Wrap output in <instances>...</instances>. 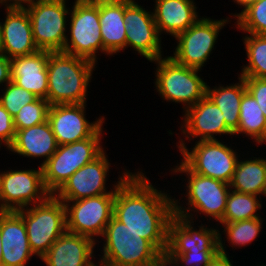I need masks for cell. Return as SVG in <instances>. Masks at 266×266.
<instances>
[{
    "mask_svg": "<svg viewBox=\"0 0 266 266\" xmlns=\"http://www.w3.org/2000/svg\"><path fill=\"white\" fill-rule=\"evenodd\" d=\"M138 170L117 186L113 216L164 255L168 224L174 214V198L167 191L158 190L145 171Z\"/></svg>",
    "mask_w": 266,
    "mask_h": 266,
    "instance_id": "1",
    "label": "cell"
},
{
    "mask_svg": "<svg viewBox=\"0 0 266 266\" xmlns=\"http://www.w3.org/2000/svg\"><path fill=\"white\" fill-rule=\"evenodd\" d=\"M95 66L90 60L63 51L50 52L47 62L49 105L87 103Z\"/></svg>",
    "mask_w": 266,
    "mask_h": 266,
    "instance_id": "2",
    "label": "cell"
},
{
    "mask_svg": "<svg viewBox=\"0 0 266 266\" xmlns=\"http://www.w3.org/2000/svg\"><path fill=\"white\" fill-rule=\"evenodd\" d=\"M175 168H171V175L174 173H182L186 175L185 182L187 180L185 206L180 203L181 199H176L174 196V214L194 221L195 214H203L205 217L215 220L217 226L222 221L226 209V200L231 190L229 184L218 179L202 176L200 174L192 172L182 161ZM184 173V174H183ZM187 199V200H186ZM184 205V206H183ZM193 211V213H192ZM196 212V213H194Z\"/></svg>",
    "mask_w": 266,
    "mask_h": 266,
    "instance_id": "3",
    "label": "cell"
},
{
    "mask_svg": "<svg viewBox=\"0 0 266 266\" xmlns=\"http://www.w3.org/2000/svg\"><path fill=\"white\" fill-rule=\"evenodd\" d=\"M104 239V240H103ZM98 266H161L163 255L146 239L112 216L102 235Z\"/></svg>",
    "mask_w": 266,
    "mask_h": 266,
    "instance_id": "4",
    "label": "cell"
},
{
    "mask_svg": "<svg viewBox=\"0 0 266 266\" xmlns=\"http://www.w3.org/2000/svg\"><path fill=\"white\" fill-rule=\"evenodd\" d=\"M151 63L157 66L154 90L166 102L181 103L183 113L206 96L207 82L200 76L201 70L180 65L169 55Z\"/></svg>",
    "mask_w": 266,
    "mask_h": 266,
    "instance_id": "5",
    "label": "cell"
},
{
    "mask_svg": "<svg viewBox=\"0 0 266 266\" xmlns=\"http://www.w3.org/2000/svg\"><path fill=\"white\" fill-rule=\"evenodd\" d=\"M103 125L90 137L58 145L55 153L42 166L46 190L54 195L79 168L94 161L105 150L102 145Z\"/></svg>",
    "mask_w": 266,
    "mask_h": 266,
    "instance_id": "6",
    "label": "cell"
},
{
    "mask_svg": "<svg viewBox=\"0 0 266 266\" xmlns=\"http://www.w3.org/2000/svg\"><path fill=\"white\" fill-rule=\"evenodd\" d=\"M16 212L24 220L30 249L39 259L67 231L65 204L54 195Z\"/></svg>",
    "mask_w": 266,
    "mask_h": 266,
    "instance_id": "7",
    "label": "cell"
},
{
    "mask_svg": "<svg viewBox=\"0 0 266 266\" xmlns=\"http://www.w3.org/2000/svg\"><path fill=\"white\" fill-rule=\"evenodd\" d=\"M72 4L63 52L85 58L97 65V55H100L97 53H103L99 0H74Z\"/></svg>",
    "mask_w": 266,
    "mask_h": 266,
    "instance_id": "8",
    "label": "cell"
},
{
    "mask_svg": "<svg viewBox=\"0 0 266 266\" xmlns=\"http://www.w3.org/2000/svg\"><path fill=\"white\" fill-rule=\"evenodd\" d=\"M69 0H33L23 7L30 18L35 44L39 50L63 51L67 37Z\"/></svg>",
    "mask_w": 266,
    "mask_h": 266,
    "instance_id": "9",
    "label": "cell"
},
{
    "mask_svg": "<svg viewBox=\"0 0 266 266\" xmlns=\"http://www.w3.org/2000/svg\"><path fill=\"white\" fill-rule=\"evenodd\" d=\"M232 16L230 14V17L220 20L200 17L186 31L175 37L177 46L170 57L180 65L202 70L213 53L221 29L230 23Z\"/></svg>",
    "mask_w": 266,
    "mask_h": 266,
    "instance_id": "10",
    "label": "cell"
},
{
    "mask_svg": "<svg viewBox=\"0 0 266 266\" xmlns=\"http://www.w3.org/2000/svg\"><path fill=\"white\" fill-rule=\"evenodd\" d=\"M224 143L221 140L195 142L191 148L186 146L179 152L181 161L194 173L229 184L240 154Z\"/></svg>",
    "mask_w": 266,
    "mask_h": 266,
    "instance_id": "11",
    "label": "cell"
},
{
    "mask_svg": "<svg viewBox=\"0 0 266 266\" xmlns=\"http://www.w3.org/2000/svg\"><path fill=\"white\" fill-rule=\"evenodd\" d=\"M0 170V211H18L44 202L51 194L43 182L42 167Z\"/></svg>",
    "mask_w": 266,
    "mask_h": 266,
    "instance_id": "12",
    "label": "cell"
},
{
    "mask_svg": "<svg viewBox=\"0 0 266 266\" xmlns=\"http://www.w3.org/2000/svg\"><path fill=\"white\" fill-rule=\"evenodd\" d=\"M114 199L115 194H104L75 201H62L66 208L67 231L101 243L97 239L102 237L113 216Z\"/></svg>",
    "mask_w": 266,
    "mask_h": 266,
    "instance_id": "13",
    "label": "cell"
},
{
    "mask_svg": "<svg viewBox=\"0 0 266 266\" xmlns=\"http://www.w3.org/2000/svg\"><path fill=\"white\" fill-rule=\"evenodd\" d=\"M106 150L94 161L79 168L63 186L54 194L61 201H75L82 198H88L104 194H116L117 186L131 173L124 169L122 176H118V181L112 184L113 188L107 190L106 181L109 177V162Z\"/></svg>",
    "mask_w": 266,
    "mask_h": 266,
    "instance_id": "14",
    "label": "cell"
},
{
    "mask_svg": "<svg viewBox=\"0 0 266 266\" xmlns=\"http://www.w3.org/2000/svg\"><path fill=\"white\" fill-rule=\"evenodd\" d=\"M124 21L126 48L131 47L148 61L164 57L162 37L154 20L153 11L146 10L136 0H125Z\"/></svg>",
    "mask_w": 266,
    "mask_h": 266,
    "instance_id": "15",
    "label": "cell"
},
{
    "mask_svg": "<svg viewBox=\"0 0 266 266\" xmlns=\"http://www.w3.org/2000/svg\"><path fill=\"white\" fill-rule=\"evenodd\" d=\"M181 120L180 130L185 140L179 138L176 143L179 151L187 146L186 140L211 141L218 140L217 135H233L225 124L224 114L207 96L188 108Z\"/></svg>",
    "mask_w": 266,
    "mask_h": 266,
    "instance_id": "16",
    "label": "cell"
},
{
    "mask_svg": "<svg viewBox=\"0 0 266 266\" xmlns=\"http://www.w3.org/2000/svg\"><path fill=\"white\" fill-rule=\"evenodd\" d=\"M86 105L56 104L49 107L47 121L58 145L90 138L105 123L104 115L90 122L86 118Z\"/></svg>",
    "mask_w": 266,
    "mask_h": 266,
    "instance_id": "17",
    "label": "cell"
},
{
    "mask_svg": "<svg viewBox=\"0 0 266 266\" xmlns=\"http://www.w3.org/2000/svg\"><path fill=\"white\" fill-rule=\"evenodd\" d=\"M194 225V221L173 214L168 224L167 248L164 254L219 251V227H207L201 222L197 229Z\"/></svg>",
    "mask_w": 266,
    "mask_h": 266,
    "instance_id": "18",
    "label": "cell"
},
{
    "mask_svg": "<svg viewBox=\"0 0 266 266\" xmlns=\"http://www.w3.org/2000/svg\"><path fill=\"white\" fill-rule=\"evenodd\" d=\"M5 11L0 22L1 53L12 59L39 51L27 11L23 7H6Z\"/></svg>",
    "mask_w": 266,
    "mask_h": 266,
    "instance_id": "19",
    "label": "cell"
},
{
    "mask_svg": "<svg viewBox=\"0 0 266 266\" xmlns=\"http://www.w3.org/2000/svg\"><path fill=\"white\" fill-rule=\"evenodd\" d=\"M96 241L66 231L40 258L46 266H98L94 262Z\"/></svg>",
    "mask_w": 266,
    "mask_h": 266,
    "instance_id": "20",
    "label": "cell"
},
{
    "mask_svg": "<svg viewBox=\"0 0 266 266\" xmlns=\"http://www.w3.org/2000/svg\"><path fill=\"white\" fill-rule=\"evenodd\" d=\"M2 266H26L31 251L23 218L16 211H1Z\"/></svg>",
    "mask_w": 266,
    "mask_h": 266,
    "instance_id": "21",
    "label": "cell"
},
{
    "mask_svg": "<svg viewBox=\"0 0 266 266\" xmlns=\"http://www.w3.org/2000/svg\"><path fill=\"white\" fill-rule=\"evenodd\" d=\"M49 54L50 51L39 50L30 55L10 59L11 80L37 98L45 100H47L48 91Z\"/></svg>",
    "mask_w": 266,
    "mask_h": 266,
    "instance_id": "22",
    "label": "cell"
},
{
    "mask_svg": "<svg viewBox=\"0 0 266 266\" xmlns=\"http://www.w3.org/2000/svg\"><path fill=\"white\" fill-rule=\"evenodd\" d=\"M153 15L160 35L175 38L186 31L201 16L194 0H155Z\"/></svg>",
    "mask_w": 266,
    "mask_h": 266,
    "instance_id": "23",
    "label": "cell"
},
{
    "mask_svg": "<svg viewBox=\"0 0 266 266\" xmlns=\"http://www.w3.org/2000/svg\"><path fill=\"white\" fill-rule=\"evenodd\" d=\"M58 144L48 121L33 127L16 130L15 139L8 151L23 157L44 158L42 167L57 150Z\"/></svg>",
    "mask_w": 266,
    "mask_h": 266,
    "instance_id": "24",
    "label": "cell"
},
{
    "mask_svg": "<svg viewBox=\"0 0 266 266\" xmlns=\"http://www.w3.org/2000/svg\"><path fill=\"white\" fill-rule=\"evenodd\" d=\"M125 0H99L103 54L113 56L126 49Z\"/></svg>",
    "mask_w": 266,
    "mask_h": 266,
    "instance_id": "25",
    "label": "cell"
},
{
    "mask_svg": "<svg viewBox=\"0 0 266 266\" xmlns=\"http://www.w3.org/2000/svg\"><path fill=\"white\" fill-rule=\"evenodd\" d=\"M240 158L229 183L230 189L239 193L264 197L266 194V158Z\"/></svg>",
    "mask_w": 266,
    "mask_h": 266,
    "instance_id": "26",
    "label": "cell"
},
{
    "mask_svg": "<svg viewBox=\"0 0 266 266\" xmlns=\"http://www.w3.org/2000/svg\"><path fill=\"white\" fill-rule=\"evenodd\" d=\"M239 82L211 88L207 84L206 96L215 103L224 114L226 126L234 133L239 125L240 104L247 91L244 78L238 75ZM221 85V86H220Z\"/></svg>",
    "mask_w": 266,
    "mask_h": 266,
    "instance_id": "27",
    "label": "cell"
},
{
    "mask_svg": "<svg viewBox=\"0 0 266 266\" xmlns=\"http://www.w3.org/2000/svg\"><path fill=\"white\" fill-rule=\"evenodd\" d=\"M239 125L233 133L253 139L255 144H266V118L255 98L246 91L240 104Z\"/></svg>",
    "mask_w": 266,
    "mask_h": 266,
    "instance_id": "28",
    "label": "cell"
},
{
    "mask_svg": "<svg viewBox=\"0 0 266 266\" xmlns=\"http://www.w3.org/2000/svg\"><path fill=\"white\" fill-rule=\"evenodd\" d=\"M262 198L253 194L229 191L226 209L220 223H231L261 217ZM259 213V214H258Z\"/></svg>",
    "mask_w": 266,
    "mask_h": 266,
    "instance_id": "29",
    "label": "cell"
},
{
    "mask_svg": "<svg viewBox=\"0 0 266 266\" xmlns=\"http://www.w3.org/2000/svg\"><path fill=\"white\" fill-rule=\"evenodd\" d=\"M242 40L248 63L238 75L266 79V35L247 34Z\"/></svg>",
    "mask_w": 266,
    "mask_h": 266,
    "instance_id": "30",
    "label": "cell"
},
{
    "mask_svg": "<svg viewBox=\"0 0 266 266\" xmlns=\"http://www.w3.org/2000/svg\"><path fill=\"white\" fill-rule=\"evenodd\" d=\"M233 14L235 25L245 34L266 35V0H250Z\"/></svg>",
    "mask_w": 266,
    "mask_h": 266,
    "instance_id": "31",
    "label": "cell"
},
{
    "mask_svg": "<svg viewBox=\"0 0 266 266\" xmlns=\"http://www.w3.org/2000/svg\"><path fill=\"white\" fill-rule=\"evenodd\" d=\"M264 221L265 218L258 217L238 222L219 223V225L222 224L223 231L221 233L225 234L227 243L230 242L229 245H232L231 247L234 249L242 246L247 247L246 245L257 239L256 237L260 236L259 234L262 232V223Z\"/></svg>",
    "mask_w": 266,
    "mask_h": 266,
    "instance_id": "32",
    "label": "cell"
},
{
    "mask_svg": "<svg viewBox=\"0 0 266 266\" xmlns=\"http://www.w3.org/2000/svg\"><path fill=\"white\" fill-rule=\"evenodd\" d=\"M49 103L45 99L38 98L36 101L24 105L13 117L16 130H21L47 121Z\"/></svg>",
    "mask_w": 266,
    "mask_h": 266,
    "instance_id": "33",
    "label": "cell"
},
{
    "mask_svg": "<svg viewBox=\"0 0 266 266\" xmlns=\"http://www.w3.org/2000/svg\"><path fill=\"white\" fill-rule=\"evenodd\" d=\"M0 94L1 105L14 117L26 104L36 101L38 98L30 91L15 84L12 80L7 83Z\"/></svg>",
    "mask_w": 266,
    "mask_h": 266,
    "instance_id": "34",
    "label": "cell"
},
{
    "mask_svg": "<svg viewBox=\"0 0 266 266\" xmlns=\"http://www.w3.org/2000/svg\"><path fill=\"white\" fill-rule=\"evenodd\" d=\"M218 251L164 254L163 263L168 266H206Z\"/></svg>",
    "mask_w": 266,
    "mask_h": 266,
    "instance_id": "35",
    "label": "cell"
},
{
    "mask_svg": "<svg viewBox=\"0 0 266 266\" xmlns=\"http://www.w3.org/2000/svg\"><path fill=\"white\" fill-rule=\"evenodd\" d=\"M15 134L13 117L0 103V148L5 146V149H8L15 139Z\"/></svg>",
    "mask_w": 266,
    "mask_h": 266,
    "instance_id": "36",
    "label": "cell"
},
{
    "mask_svg": "<svg viewBox=\"0 0 266 266\" xmlns=\"http://www.w3.org/2000/svg\"><path fill=\"white\" fill-rule=\"evenodd\" d=\"M247 91L255 98L266 118V79L243 77Z\"/></svg>",
    "mask_w": 266,
    "mask_h": 266,
    "instance_id": "37",
    "label": "cell"
},
{
    "mask_svg": "<svg viewBox=\"0 0 266 266\" xmlns=\"http://www.w3.org/2000/svg\"><path fill=\"white\" fill-rule=\"evenodd\" d=\"M220 232L221 230L219 231V251L215 254V256L210 260V262L206 266H234V261L229 258L230 256L226 251V240H222L223 236H221L222 234Z\"/></svg>",
    "mask_w": 266,
    "mask_h": 266,
    "instance_id": "38",
    "label": "cell"
},
{
    "mask_svg": "<svg viewBox=\"0 0 266 266\" xmlns=\"http://www.w3.org/2000/svg\"><path fill=\"white\" fill-rule=\"evenodd\" d=\"M11 81V62L4 54L0 53V86H5ZM4 83V84H3Z\"/></svg>",
    "mask_w": 266,
    "mask_h": 266,
    "instance_id": "39",
    "label": "cell"
},
{
    "mask_svg": "<svg viewBox=\"0 0 266 266\" xmlns=\"http://www.w3.org/2000/svg\"><path fill=\"white\" fill-rule=\"evenodd\" d=\"M30 4V0H0V5L6 7H25Z\"/></svg>",
    "mask_w": 266,
    "mask_h": 266,
    "instance_id": "40",
    "label": "cell"
},
{
    "mask_svg": "<svg viewBox=\"0 0 266 266\" xmlns=\"http://www.w3.org/2000/svg\"><path fill=\"white\" fill-rule=\"evenodd\" d=\"M0 266H2V246H1V211H0Z\"/></svg>",
    "mask_w": 266,
    "mask_h": 266,
    "instance_id": "41",
    "label": "cell"
},
{
    "mask_svg": "<svg viewBox=\"0 0 266 266\" xmlns=\"http://www.w3.org/2000/svg\"><path fill=\"white\" fill-rule=\"evenodd\" d=\"M250 0H233L235 4H238V6L241 8L244 4L249 2Z\"/></svg>",
    "mask_w": 266,
    "mask_h": 266,
    "instance_id": "42",
    "label": "cell"
},
{
    "mask_svg": "<svg viewBox=\"0 0 266 266\" xmlns=\"http://www.w3.org/2000/svg\"><path fill=\"white\" fill-rule=\"evenodd\" d=\"M0 53H1V37H0Z\"/></svg>",
    "mask_w": 266,
    "mask_h": 266,
    "instance_id": "43",
    "label": "cell"
}]
</instances>
